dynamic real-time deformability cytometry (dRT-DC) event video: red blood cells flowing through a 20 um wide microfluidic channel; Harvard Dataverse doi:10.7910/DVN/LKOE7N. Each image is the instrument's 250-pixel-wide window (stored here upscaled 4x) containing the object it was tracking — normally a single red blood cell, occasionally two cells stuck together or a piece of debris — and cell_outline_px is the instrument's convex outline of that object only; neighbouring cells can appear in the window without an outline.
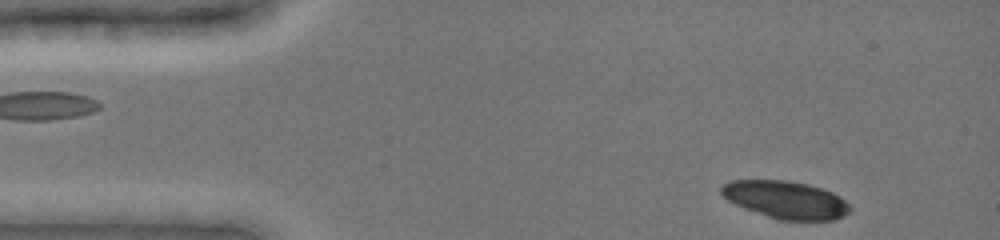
{"species": "common noctule bat (a hibernating species)", "species_latin": "Nyctalus noctula", "temperature_condition": "cold", "stored_images_in_passage": 41, "camera_frame_rate_fps": 3000, "um_per_image_px": 0.085, "animal": {"sex": "female", "body_mass_g": 19.0, "forearm_length_mm": 51.5}, "frame": {"image": 1, "passage_image": 1, "time_ms": 0.0, "image_size_px": [1000, 240], "cell_outline_px": [[852, 208], [844, 216], [832, 220], [776, 220], [744, 208], [728, 200], [720, 192], [720, 188], [728, 180], [784, 180], [808, 184], [832, 192], [840, 196]], "centroid_in_image_um": [66.78, 16.98], "position_along_channel_um": 18.2, "area_um2": 28.21}}
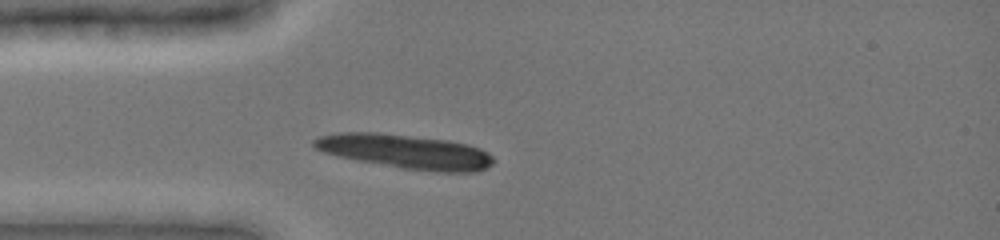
{"frame": {"image": 2, "passage_image": 9, "time_ms": 2.667, "image_size_px": [1000, 240], "cell_outline_px": [[496, 160], [488, 168], [476, 172], [436, 172], [400, 168], [356, 160], [336, 156], [324, 152], [316, 148], [312, 144], [312, 140], [320, 136], [340, 132], [380, 132], [448, 140], [468, 144], [480, 148], [488, 152]], "centroid_in_image_um": [34.5, 12.88], "position_along_channel_um": 50.5, "area_um2": 36.18}}